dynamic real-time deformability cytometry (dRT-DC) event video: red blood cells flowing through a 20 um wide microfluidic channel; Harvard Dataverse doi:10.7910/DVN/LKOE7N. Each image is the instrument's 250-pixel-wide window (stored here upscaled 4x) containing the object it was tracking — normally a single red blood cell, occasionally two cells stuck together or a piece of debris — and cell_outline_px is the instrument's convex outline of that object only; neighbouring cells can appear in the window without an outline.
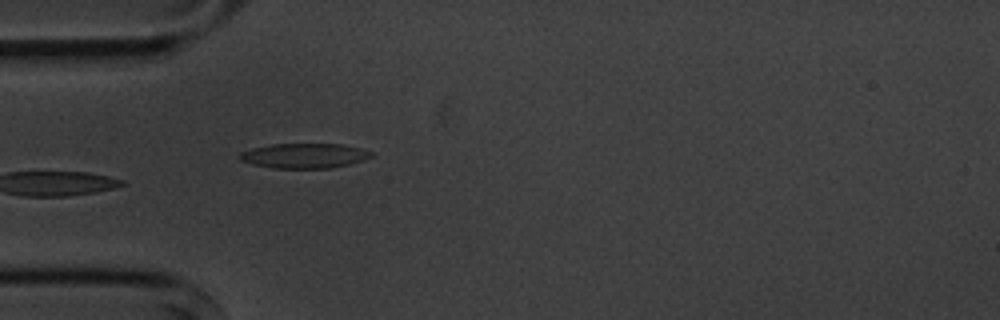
{"species": "common noctule bat (a hibernating species)", "species_latin": "Nyctalus noctula", "temperature_condition": "cold", "stored_images_in_passage": 6, "camera_frame_rate_fps": 3000, "um_per_image_px": 0.085, "animal": {"sex": "male", "body_mass_g": 20.1, "forearm_length_mm": 53.5}, "frame": {"image": 1, "passage_image": 6, "time_ms": 5.667, "image_size_px": [1000, 320], "cell_outline_px": [[372, 156], [364, 160], [332, 168], [272, 168], [252, 164], [240, 160], [236, 156], [240, 152], [252, 148], [272, 144], [340, 144], [360, 148], [372, 152]], "centroid_in_image_um": [25.82, 13.24], "position_along_channel_um": 59.2, "area_um2": 19.07}}